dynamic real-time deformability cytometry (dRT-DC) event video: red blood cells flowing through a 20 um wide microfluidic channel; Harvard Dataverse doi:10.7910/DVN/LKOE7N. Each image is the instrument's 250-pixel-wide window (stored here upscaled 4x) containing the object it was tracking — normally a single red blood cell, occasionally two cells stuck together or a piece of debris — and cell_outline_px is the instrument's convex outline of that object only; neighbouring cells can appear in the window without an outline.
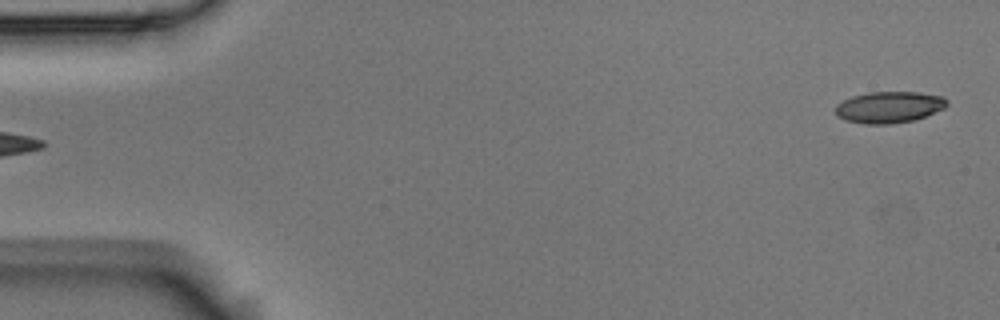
{"species": "Egyptian fruit bat (a non-hibernating species)", "species_latin": "Rousettus aegyptiacus", "temperature_condition": "room temperature", "stored_images_in_passage": 6, "camera_frame_rate_fps": 3000, "um_per_image_px": 0.085, "animal": {"sex": "male"}, "frame": {"image": 1, "passage_image": 6, "time_ms": 1.667, "image_size_px": [1000, 320], "cell_outline_px": [[948, 104], [944, 108], [924, 116], [912, 120], [892, 124], [864, 124], [844, 120], [836, 116], [836, 104], [852, 96], [868, 92], [920, 92], [944, 96], [948, 100]], "centroid_in_image_um": [75.57, 9.1], "position_along_channel_um": 9.4, "area_um2": 20.52}}